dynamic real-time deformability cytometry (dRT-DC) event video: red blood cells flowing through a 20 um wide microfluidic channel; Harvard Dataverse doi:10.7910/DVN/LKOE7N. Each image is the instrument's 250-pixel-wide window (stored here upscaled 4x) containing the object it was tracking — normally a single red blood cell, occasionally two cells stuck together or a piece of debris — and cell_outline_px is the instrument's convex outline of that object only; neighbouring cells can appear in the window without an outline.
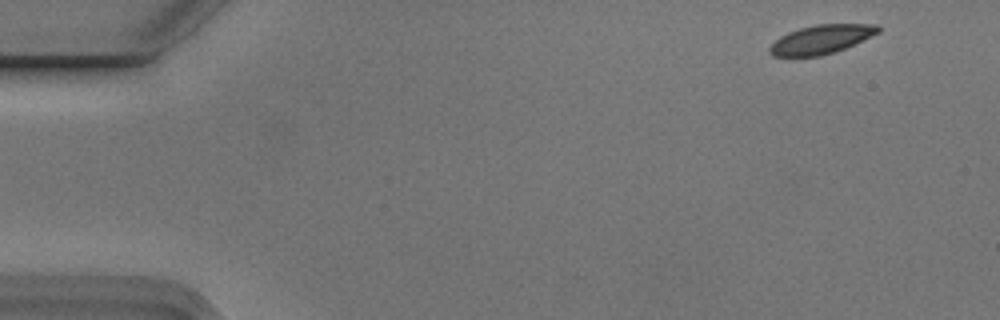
{"species": "Egyptian fruit bat (a non-hibernating species)", "species_latin": "Rousettus aegyptiacus", "temperature_condition": "cold", "stored_images_in_passage": 3, "segment_of_instrument_passage": [2, 2], "camera_frame_rate_fps": 3000, "um_per_image_px": 0.085, "animal": {"sex": "male"}, "frame": {"image": 1, "passage_image": 3, "time_ms": 0.667, "image_size_px": [1000, 320], "cell_outline_px": [[880, 32], [844, 48], [820, 56], [772, 56], [768, 52], [768, 48], [780, 36], [788, 32], [800, 28], [816, 24], [880, 24]], "centroid_in_image_um": [69.79, 3.34], "position_along_channel_um": 15.2, "area_um2": 18.09}}